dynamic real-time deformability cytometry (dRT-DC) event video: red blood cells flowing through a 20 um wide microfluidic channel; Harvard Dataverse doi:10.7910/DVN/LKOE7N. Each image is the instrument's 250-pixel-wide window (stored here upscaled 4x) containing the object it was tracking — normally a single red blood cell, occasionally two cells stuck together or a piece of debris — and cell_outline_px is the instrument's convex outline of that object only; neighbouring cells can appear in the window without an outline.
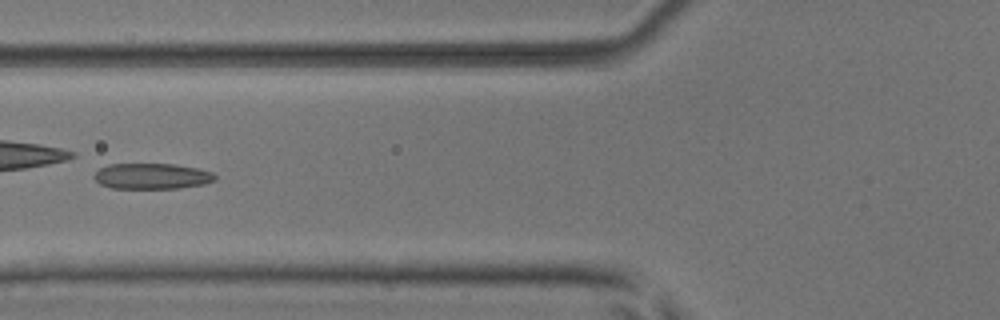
{"species": "common noctule bat (a hibernating species)", "species_latin": "Nyctalus noctula", "temperature_condition": "room temperature", "stored_images_in_passage": 46, "camera_frame_rate_fps": 3000, "um_per_image_px": 0.085, "animal": {"sex": "male", "body_mass_g": 17.9, "forearm_length_mm": 54.2}, "frame": {"image": 1, "passage_image": 20, "time_ms": 6.333, "image_size_px": [1000, 320], "cell_outline_px": [[216, 180], [204, 184], [176, 188], [112, 188], [100, 184], [92, 176], [100, 168], [108, 164], [172, 164], [196, 168], [212, 172], [216, 176]], "centroid_in_image_um": [12.89, 14.97], "position_along_channel_um": 112.9, "area_um2": 18.03}, "authors_computed_cell_mechanics": {"area_um2": 18.496, "velocity_mm_per_s": 3.9592, "shape_relaxation_time_tau1_ms": 4.4533, "shape_relaxation_time_tau2_ms": 2.2147, "deformation_change_tau1": 0.1436, "deformation_change_tau2": 0.1009}}